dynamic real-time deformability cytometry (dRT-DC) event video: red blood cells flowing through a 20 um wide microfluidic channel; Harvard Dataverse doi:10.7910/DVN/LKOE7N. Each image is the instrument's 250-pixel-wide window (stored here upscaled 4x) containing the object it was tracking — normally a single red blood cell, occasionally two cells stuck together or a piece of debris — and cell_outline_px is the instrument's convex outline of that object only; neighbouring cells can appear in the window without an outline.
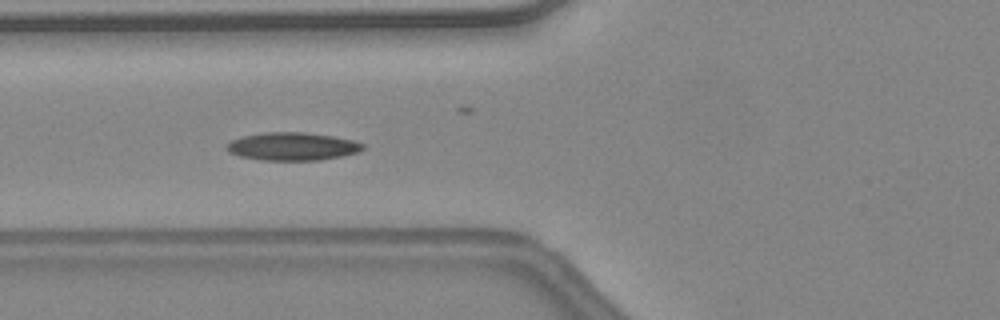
{"species": "common noctule bat (a hibernating species)", "species_latin": "Nyctalus noctula", "temperature_condition": "warm", "stored_images_in_passage": 18, "camera_frame_rate_fps": 3000, "um_per_image_px": 0.085, "animal": {"sex": "female", "body_mass_g": 24.6, "forearm_length_mm": 56.2}, "frame": {"image": 1, "passage_image": 3, "time_ms": 0.667, "image_size_px": [1000, 320], "cell_outline_px": [[364, 148], [360, 152], [344, 156], [320, 160], [260, 160], [240, 156], [228, 152], [224, 148], [232, 140], [244, 136], [264, 132], [304, 132], [332, 136], [356, 140], [364, 144]], "centroid_in_image_um": [24.89, 12.45], "position_along_channel_um": 100.9, "area_um2": 22.37}}